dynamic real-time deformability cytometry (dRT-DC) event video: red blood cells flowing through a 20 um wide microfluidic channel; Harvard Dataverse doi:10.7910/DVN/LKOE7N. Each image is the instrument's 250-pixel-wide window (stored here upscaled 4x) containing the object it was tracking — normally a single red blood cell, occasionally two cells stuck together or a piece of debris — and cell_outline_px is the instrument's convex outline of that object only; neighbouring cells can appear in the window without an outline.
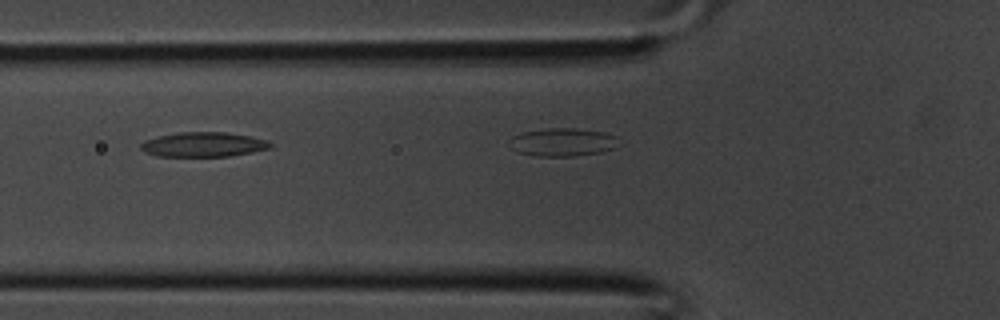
{"species": "common noctule bat (a hibernating species)", "species_latin": "Nyctalus noctula", "temperature_condition": "room temperature", "stored_images_in_passage": 6, "camera_frame_rate_fps": 3000, "um_per_image_px": 0.085, "animal": {"sex": "male", "body_mass_g": 20.1, "forearm_length_mm": 53.5}, "frame": {"image": 1, "passage_image": 5, "time_ms": 1.333, "image_size_px": [1000, 320], "cell_outline_px": [[272, 148], [252, 152], [228, 156], [156, 156], [144, 152], [140, 148], [140, 144], [144, 140], [176, 132], [224, 132], [248, 136], [264, 140], [272, 144]], "centroid_in_image_um": [17.24, 12.28], "position_along_channel_um": 108.6, "area_um2": 18.5}}